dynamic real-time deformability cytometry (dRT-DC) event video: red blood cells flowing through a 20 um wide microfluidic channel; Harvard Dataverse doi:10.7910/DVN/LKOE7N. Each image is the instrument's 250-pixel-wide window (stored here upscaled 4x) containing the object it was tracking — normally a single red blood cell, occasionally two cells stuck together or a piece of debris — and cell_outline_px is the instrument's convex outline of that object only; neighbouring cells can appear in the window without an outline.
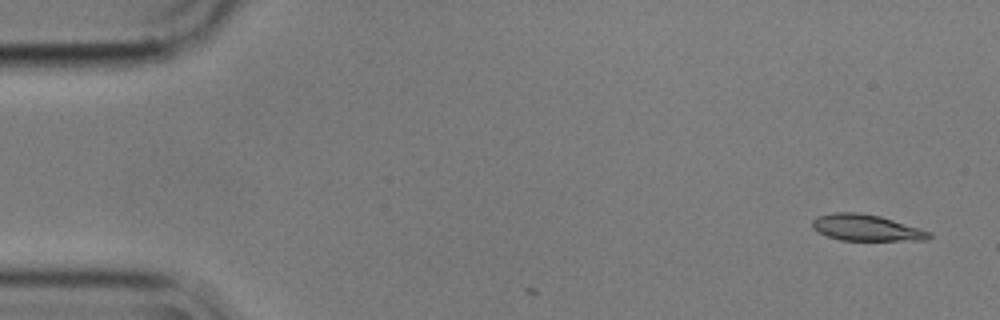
{"species": "common noctule bat (a hibernating species)", "species_latin": "Nyctalus noctula", "temperature_condition": "cold", "stored_images_in_passage": 3, "camera_frame_rate_fps": 3000, "um_per_image_px": 0.085, "animal": {"sex": "male", "body_mass_g": 17.9}, "frame": {"image": 1, "passage_image": 1, "time_ms": 0.0, "image_size_px": [1000, 320], "cell_outline_px": [[932, 236], [928, 240], [840, 240], [828, 236], [812, 228], [812, 220], [816, 216], [836, 212], [860, 212], [880, 216], [920, 228], [932, 232]], "centroid_in_image_um": [73.64, 19.35], "position_along_channel_um": 11.4, "area_um2": 17.92}}